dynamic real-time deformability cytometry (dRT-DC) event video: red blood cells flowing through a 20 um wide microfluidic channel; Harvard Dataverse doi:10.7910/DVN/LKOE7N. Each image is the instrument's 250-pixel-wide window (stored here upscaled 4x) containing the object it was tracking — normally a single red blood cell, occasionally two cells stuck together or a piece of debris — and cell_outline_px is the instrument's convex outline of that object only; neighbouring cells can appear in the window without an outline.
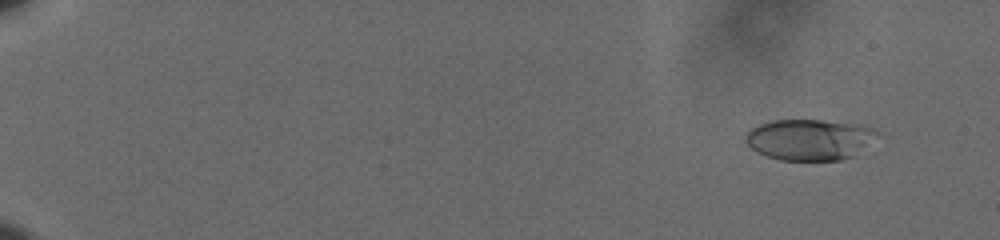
{"species": "human", "species_latin": "Homo sapiens", "temperature_condition": "cold", "stored_images_in_passage": 61, "camera_frame_rate_fps": 3000, "um_per_image_px": 0.085, "donor": {"sex": "male"}, "frame": {"image": 1, "passage_image": 6, "time_ms": 1.667, "image_size_px": [1000, 240], "cell_outline_px": [[876, 132], [852, 156], [840, 160], [780, 160], [756, 152], [744, 140], [744, 136], [752, 128], [760, 124], [772, 120], [820, 120], [856, 124]], "centroid_in_image_um": [68.65, 11.86], "position_along_channel_um": 16.4, "area_um2": 30.4}}
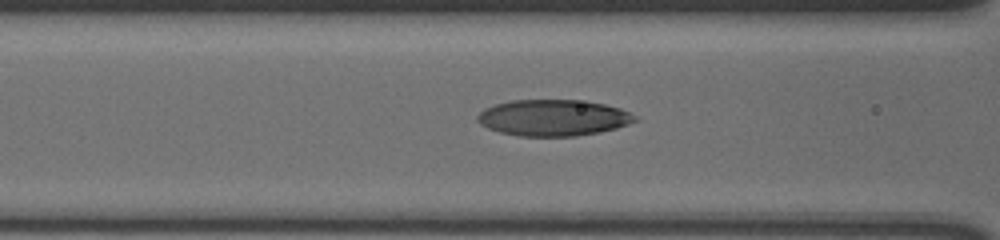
{"frame": {"image": 2, "passage_image": 29, "time_ms": 9.333, "image_size_px": [1000, 240], "cell_outline_px": [[640, 120], [616, 128], [600, 132], [576, 136], [520, 136], [500, 132], [488, 128], [480, 124], [476, 120], [476, 116], [484, 108], [496, 104], [512, 100], [576, 100], [604, 104], [620, 108], [636, 116]], "centroid_in_image_um": [47.02, 10.01], "position_along_channel_um": 119.6, "area_um2": 33.29}}
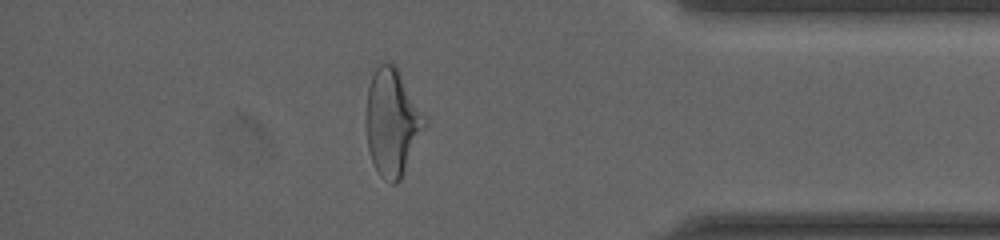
{"frame": {"image": 3, "passage_image": 54, "time_ms": 17.667, "image_size_px": [1000, 240], "cell_outline_px": [[428, 124], [400, 180], [396, 184], [392, 184], [384, 180], [380, 176], [372, 160], [368, 148], [368, 88], [372, 76], [376, 68], [380, 64], [392, 64], [396, 68], [428, 120]], "centroid_in_image_um": [33.38, 10.46], "position_along_channel_um": 401.8, "area_um2": 35.6}, "authors_computed_cell_mechanics": {"area_um2": 31.9634, "velocity_mm_per_s": 3.6382, "shape_relaxation_time_tau1_ms": 5.1305, "shape_relaxation_time_tau2_ms": 1.8601, "deformation_change_tau1": 0.169, "deformation_change_tau2": 0.0883}}